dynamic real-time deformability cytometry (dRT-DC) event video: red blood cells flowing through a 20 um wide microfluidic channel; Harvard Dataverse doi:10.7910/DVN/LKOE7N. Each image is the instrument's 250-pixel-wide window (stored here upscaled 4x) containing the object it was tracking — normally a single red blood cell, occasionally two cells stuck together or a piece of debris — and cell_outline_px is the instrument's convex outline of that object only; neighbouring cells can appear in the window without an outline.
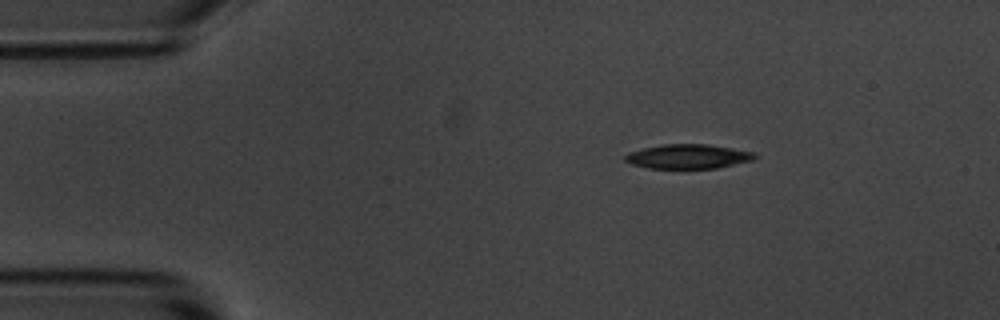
{"species": "common noctule bat (a hibernating species)", "species_latin": "Nyctalus noctula", "temperature_condition": "room temperature", "stored_images_in_passage": 47, "camera_frame_rate_fps": 3000, "um_per_image_px": 0.085, "animal": {"sex": "male", "body_mass_g": 20.1, "forearm_length_mm": 53.5}, "frame": {"image": 1, "passage_image": 1, "time_ms": 0.0, "image_size_px": [1000, 320], "cell_outline_px": [[756, 156], [752, 160], [716, 168], [648, 168], [632, 164], [624, 160], [624, 156], [628, 152], [644, 148], [664, 144], [708, 144], [756, 152]], "centroid_in_image_um": [58.47, 13.29], "position_along_channel_um": 26.5, "area_um2": 18.32}}
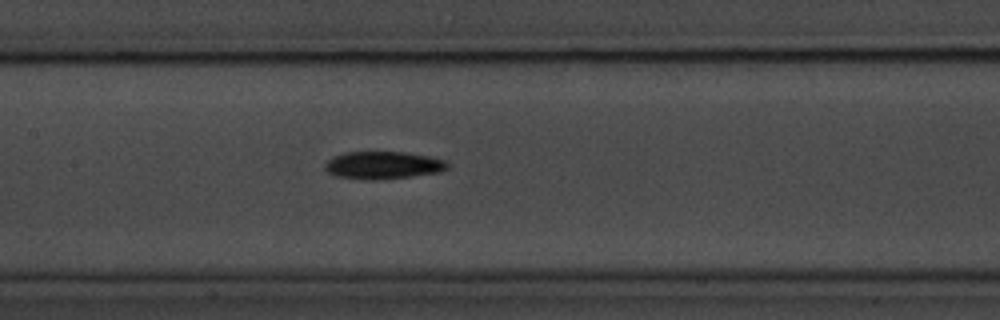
{"frame": {"image": 2, "passage_image": 18, "time_ms": 5.667, "image_size_px": [1000, 320], "cell_outline_px": [[448, 168], [440, 172], [376, 180], [368, 180], [336, 176], [328, 172], [324, 168], [324, 164], [332, 156], [344, 152], [404, 152], [428, 156], [444, 160], [448, 164]], "centroid_in_image_um": [32.51, 14.04], "position_along_channel_um": 174.9, "area_um2": 19.59}}
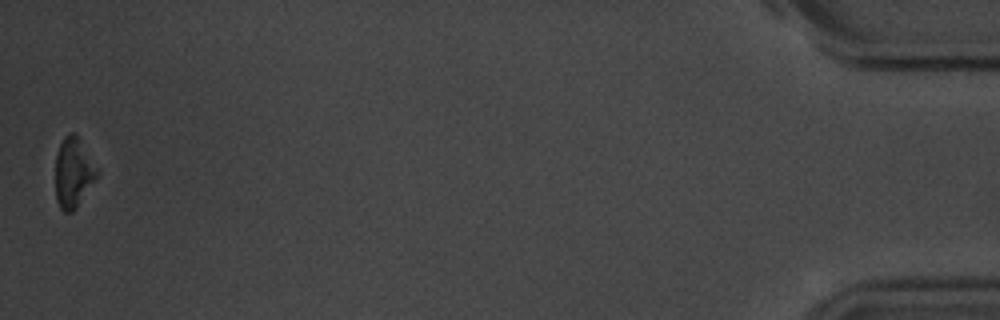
{"frame": {"image": 3, "passage_image": 47, "time_ms": 15.333, "image_size_px": [1000, 320], "cell_outline_px": [[100, 172], [76, 208], [72, 212], [64, 212], [60, 208], [56, 200], [56, 156], [60, 144], [64, 136], [68, 132], [76, 132]], "centroid_in_image_um": [6.24, 14.64], "position_along_channel_um": 429.0, "area_um2": 16.99}, "authors_computed_cell_mechanics": {"area_um2": 18.9006, "velocity_mm_per_s": 3.612, "shape_relaxation_time_tau1_ms": 2.5765, "shape_relaxation_time_tau2_ms": null, "deformation_change_tau1": 0.1153, "deformation_change_tau2": null}}